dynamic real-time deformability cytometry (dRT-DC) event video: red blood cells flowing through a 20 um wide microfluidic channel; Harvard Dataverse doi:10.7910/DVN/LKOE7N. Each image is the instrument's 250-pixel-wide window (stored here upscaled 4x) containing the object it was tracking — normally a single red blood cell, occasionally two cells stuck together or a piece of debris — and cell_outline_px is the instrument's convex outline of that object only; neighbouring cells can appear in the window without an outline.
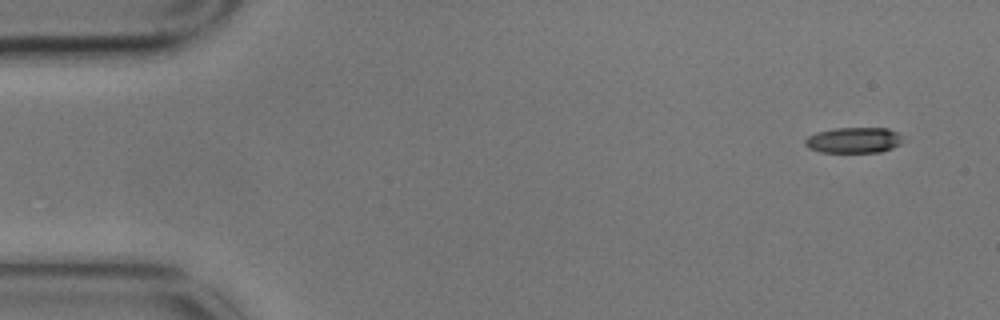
{"species": "common noctule bat (a hibernating species)", "species_latin": "Nyctalus noctula", "temperature_condition": "cold", "stored_images_in_passage": 5, "camera_frame_rate_fps": 3000, "um_per_image_px": 0.085, "animal": {"sex": "male", "body_mass_g": 17.9}, "frame": {"image": 1, "passage_image": 1, "time_ms": 0.0, "image_size_px": [1000, 320], "cell_outline_px": [[900, 144], [892, 148], [880, 152], [820, 152], [808, 148], [804, 144], [804, 140], [808, 136], [816, 132], [836, 128], [888, 128], [900, 132]], "centroid_in_image_um": [72.54, 11.91], "position_along_channel_um": 12.5, "area_um2": 14.68}}
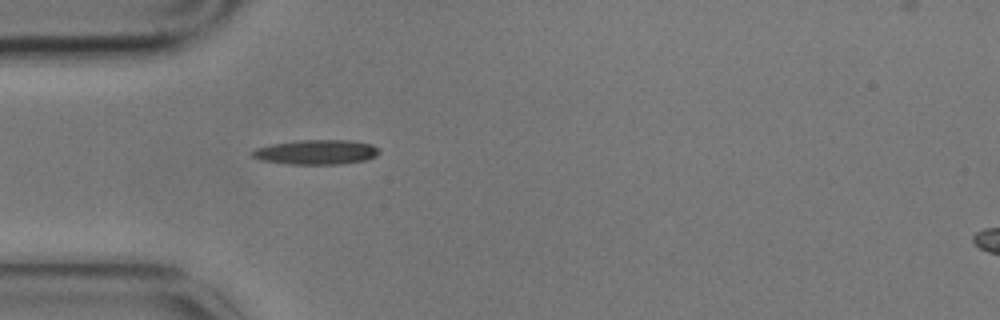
{"frame": {"image": 2, "passage_image": 4, "time_ms": 1.0, "image_size_px": [1000, 320], "cell_outline_px": [[380, 152], [376, 156], [364, 160], [340, 164], [288, 164], [260, 160], [252, 156], [252, 152], [256, 148], [272, 144], [300, 140], [352, 140], [372, 144], [380, 148]], "centroid_in_image_um": [26.92, 12.92], "position_along_channel_um": 58.1, "area_um2": 18.26}}